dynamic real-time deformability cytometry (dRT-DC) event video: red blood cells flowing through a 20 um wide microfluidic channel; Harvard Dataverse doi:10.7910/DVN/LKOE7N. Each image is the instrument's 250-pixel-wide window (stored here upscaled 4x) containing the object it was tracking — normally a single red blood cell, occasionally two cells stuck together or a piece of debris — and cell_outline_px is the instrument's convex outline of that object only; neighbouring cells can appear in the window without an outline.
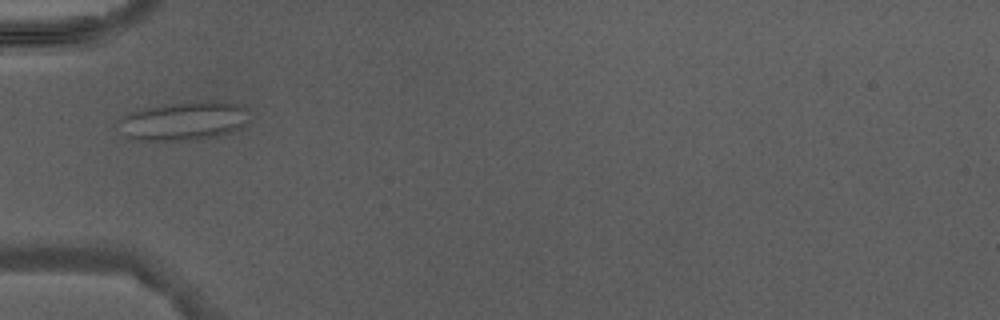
{"species": "Egyptian fruit bat (a non-hibernating species)", "species_latin": "Rousettus aegyptiacus", "temperature_condition": "warm", "stored_images_in_passage": 3, "camera_frame_rate_fps": 3000, "um_per_image_px": 0.085, "animal": {"sex": "male"}, "frame": {"image": 1, "passage_image": 3, "time_ms": 2.333, "image_size_px": [1000, 320], "cell_outline_px": [[248, 108], [240, 128], [232, 132], [216, 136], [188, 140], [144, 140], [128, 136], [120, 120], [128, 112], [140, 108], [200, 100], [220, 100], [240, 104]], "centroid_in_image_um": [15.68, 10.24], "position_along_channel_um": 69.3, "area_um2": 28.96}}